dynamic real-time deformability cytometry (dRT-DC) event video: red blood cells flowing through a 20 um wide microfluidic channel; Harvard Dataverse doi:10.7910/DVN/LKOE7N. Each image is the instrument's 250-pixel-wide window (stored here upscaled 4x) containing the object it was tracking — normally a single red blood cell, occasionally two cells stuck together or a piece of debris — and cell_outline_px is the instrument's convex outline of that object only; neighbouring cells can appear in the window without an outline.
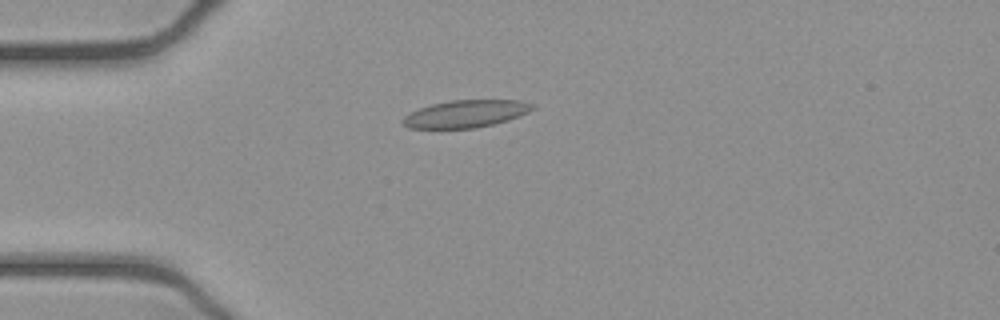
{"species": "common noctule bat (a hibernating species)", "species_latin": "Nyctalus noctula", "temperature_condition": "cold", "stored_images_in_passage": 40, "camera_frame_rate_fps": 3000, "um_per_image_px": 0.085, "animal": {"sex": "female", "body_mass_g": 21.9}, "frame": {"image": 1, "passage_image": 2, "time_ms": 0.333, "image_size_px": [1000, 320], "cell_outline_px": [[536, 108], [528, 112], [508, 120], [476, 128], [408, 128], [400, 120], [408, 112], [432, 104], [452, 100], [520, 100], [536, 104]], "centroid_in_image_um": [39.6, 9.66], "position_along_channel_um": 45.4, "area_um2": 20.75}}
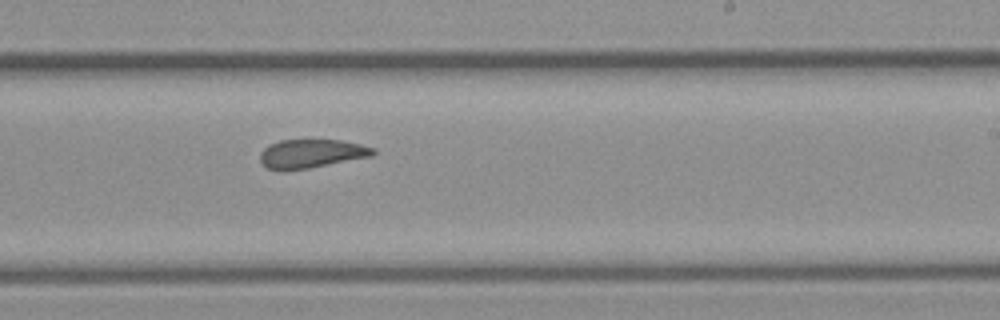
{"frame": {"image": 2, "passage_image": 20, "time_ms": 6.333, "image_size_px": [1000, 320], "cell_outline_px": [[376, 152], [372, 156], [308, 168], [284, 172], [280, 172], [268, 168], [260, 160], [260, 152], [268, 144], [280, 140], [340, 140], [360, 144], [376, 148]], "centroid_in_image_um": [26.44, 13.07], "position_along_channel_um": 262.6, "area_um2": 19.07}}
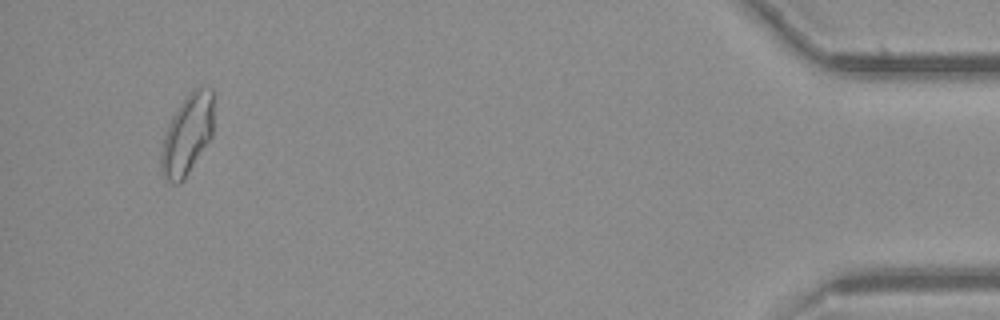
{"frame": {"image": 3, "passage_image": 38, "time_ms": 12.333, "image_size_px": [1000, 320], "cell_outline_px": [[216, 96], [212, 136], [184, 180], [180, 184], [172, 184], [164, 180], [160, 168], [160, 152], [164, 136], [168, 124], [172, 116], [184, 96], [192, 88], [200, 84], [212, 88]], "centroid_in_image_um": [15.95, 11.37], "position_along_channel_um": 419.3, "area_um2": 25.78}, "authors_computed_cell_mechanics": {"area_um2": 20.4901, "velocity_mm_per_s": 3.9172, "shape_relaxation_time_tau1_ms": null, "shape_relaxation_time_tau2_ms": 2.2375, "deformation_change_tau1": null, "deformation_change_tau2": 0.0748}}